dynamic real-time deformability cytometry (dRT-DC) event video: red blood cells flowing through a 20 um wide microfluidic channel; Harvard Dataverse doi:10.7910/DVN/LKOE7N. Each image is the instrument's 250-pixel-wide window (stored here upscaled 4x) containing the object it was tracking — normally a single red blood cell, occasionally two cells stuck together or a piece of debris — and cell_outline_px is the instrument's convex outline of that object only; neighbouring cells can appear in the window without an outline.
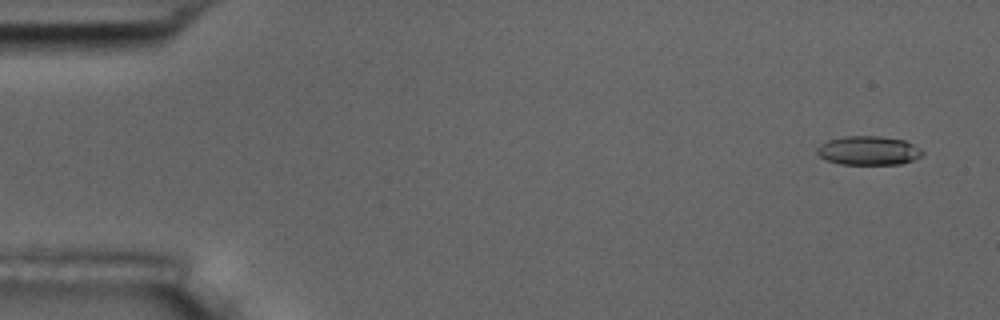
{"species": "common noctule bat (a hibernating species)", "species_latin": "Nyctalus noctula", "temperature_condition": "room temperature", "stored_images_in_passage": 5, "camera_frame_rate_fps": 3000, "um_per_image_px": 0.085, "animal": {"sex": "male", "body_mass_g": 17.5, "forearm_length_mm": 52.3}, "frame": {"image": 1, "passage_image": 1, "time_ms": 0.0, "image_size_px": [1000, 320], "cell_outline_px": [[924, 152], [920, 156], [912, 160], [900, 164], [840, 164], [824, 160], [816, 152], [816, 148], [820, 144], [828, 140], [844, 136], [880, 136], [904, 140], [920, 148]], "centroid_in_image_um": [73.78, 12.8], "position_along_channel_um": 11.2, "area_um2": 17.8}}
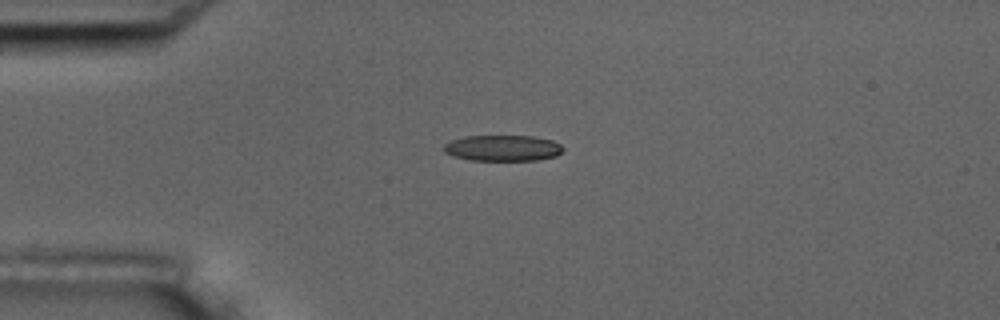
{"frame": {"image": 2, "passage_image": 4, "time_ms": 3.667, "image_size_px": [1000, 320], "cell_outline_px": [[564, 148], [556, 156], [536, 160], [472, 160], [456, 156], [444, 152], [444, 144], [452, 140], [468, 136], [532, 136], [552, 140], [560, 144]], "centroid_in_image_um": [42.76, 12.58], "position_along_channel_um": 42.2, "area_um2": 17.8}}